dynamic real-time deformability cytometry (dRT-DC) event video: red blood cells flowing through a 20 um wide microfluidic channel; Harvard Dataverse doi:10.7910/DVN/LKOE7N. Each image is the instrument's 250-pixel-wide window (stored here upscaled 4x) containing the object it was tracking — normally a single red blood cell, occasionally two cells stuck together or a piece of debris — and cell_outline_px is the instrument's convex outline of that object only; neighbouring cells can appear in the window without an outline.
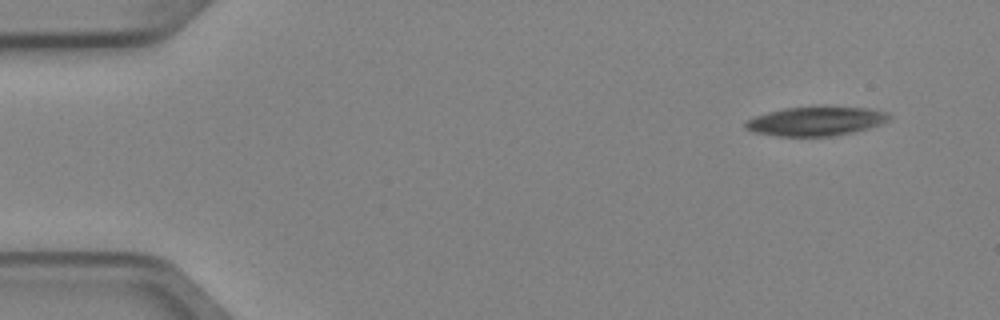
{"species": "Egyptian fruit bat (a non-hibernating species)", "species_latin": "Rousettus aegyptiacus", "temperature_condition": "cold", "stored_images_in_passage": 5, "camera_frame_rate_fps": 3000, "um_per_image_px": 0.085, "animal": {"sex": "female"}, "frame": {"image": 1, "passage_image": 1, "time_ms": 0.0, "image_size_px": [1000, 320], "cell_outline_px": [[892, 120], [868, 128], [852, 132], [832, 136], [776, 136], [752, 132], [744, 128], [744, 120], [768, 112], [784, 108], [820, 104], [868, 108], [888, 112], [892, 116]], "centroid_in_image_um": [69.36, 10.26], "position_along_channel_um": 15.6, "area_um2": 25.32}}
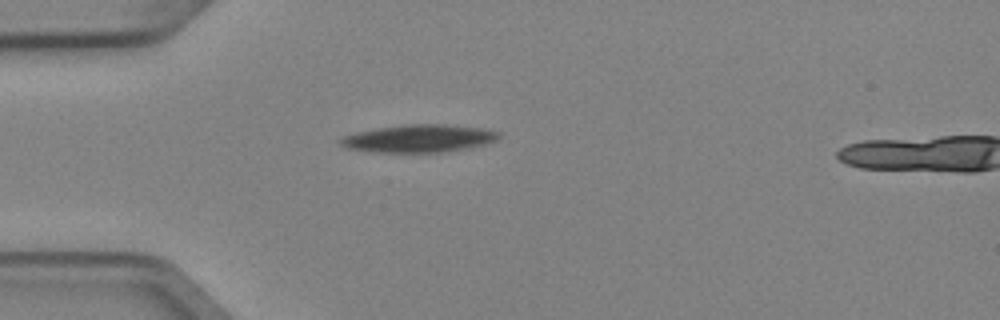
{"frame": {"image": 2, "passage_image": 4, "time_ms": 1.0, "image_size_px": [1000, 320], "cell_outline_px": [[500, 140], [472, 148], [444, 152], [376, 152], [348, 148], [340, 144], [340, 136], [380, 128], [408, 124], [444, 124], [488, 128], [500, 132]], "centroid_in_image_um": [35.73, 11.77], "position_along_channel_um": 49.3, "area_um2": 25.72}}